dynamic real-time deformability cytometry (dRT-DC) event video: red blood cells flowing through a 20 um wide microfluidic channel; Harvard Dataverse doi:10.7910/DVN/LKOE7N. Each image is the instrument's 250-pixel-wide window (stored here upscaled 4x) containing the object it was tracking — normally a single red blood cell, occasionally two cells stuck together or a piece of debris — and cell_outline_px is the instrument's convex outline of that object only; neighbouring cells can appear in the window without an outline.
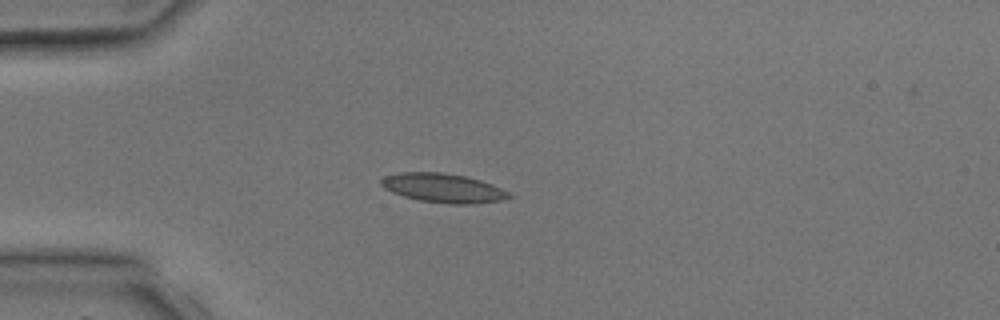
{"species": "common noctule bat (a hibernating species)", "species_latin": "Nyctalus noctula", "temperature_condition": "room temperature", "stored_images_in_passage": 2, "camera_frame_rate_fps": 3000, "um_per_image_px": 0.085, "animal": {"sex": "male", "body_mass_g": 17.9, "forearm_length_mm": 54.2}, "frame": {"image": 1, "passage_image": 2, "time_ms": 1.333, "image_size_px": [1000, 320], "cell_outline_px": [[512, 196], [500, 200], [476, 204], [452, 204], [420, 200], [404, 196], [392, 192], [384, 188], [380, 184], [380, 180], [384, 176], [396, 172], [440, 172], [464, 176], [480, 180], [492, 184], [508, 192]], "centroid_in_image_um": [37.63, 15.97], "position_along_channel_um": 47.4, "area_um2": 21.56}}